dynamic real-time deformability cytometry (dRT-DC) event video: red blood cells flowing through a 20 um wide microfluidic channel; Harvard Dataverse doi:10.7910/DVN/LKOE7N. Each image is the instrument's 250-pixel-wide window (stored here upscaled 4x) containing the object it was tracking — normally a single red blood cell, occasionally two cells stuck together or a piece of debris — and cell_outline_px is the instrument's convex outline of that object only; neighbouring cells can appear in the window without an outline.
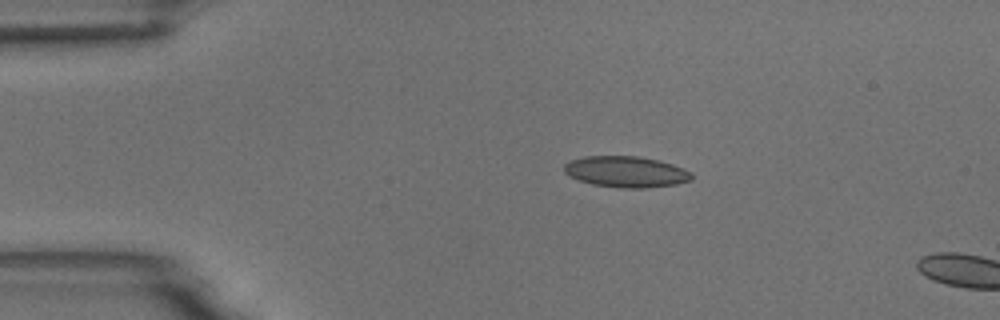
{"species": "common noctule bat (a hibernating species)", "species_latin": "Nyctalus noctula", "temperature_condition": "room temperature", "stored_images_in_passage": 3, "camera_frame_rate_fps": 3000, "um_per_image_px": 0.085, "animal": {"sex": "male", "body_mass_g": 18.8}, "frame": {"image": 1, "passage_image": 2, "time_ms": 1.333, "image_size_px": [1000, 320], "cell_outline_px": [[692, 180], [676, 184], [648, 188], [620, 188], [592, 184], [580, 180], [564, 172], [564, 164], [572, 160], [584, 156], [636, 156], [660, 160], [672, 164], [692, 172]], "centroid_in_image_um": [53.24, 14.6], "position_along_channel_um": 31.8, "area_um2": 23.06}}